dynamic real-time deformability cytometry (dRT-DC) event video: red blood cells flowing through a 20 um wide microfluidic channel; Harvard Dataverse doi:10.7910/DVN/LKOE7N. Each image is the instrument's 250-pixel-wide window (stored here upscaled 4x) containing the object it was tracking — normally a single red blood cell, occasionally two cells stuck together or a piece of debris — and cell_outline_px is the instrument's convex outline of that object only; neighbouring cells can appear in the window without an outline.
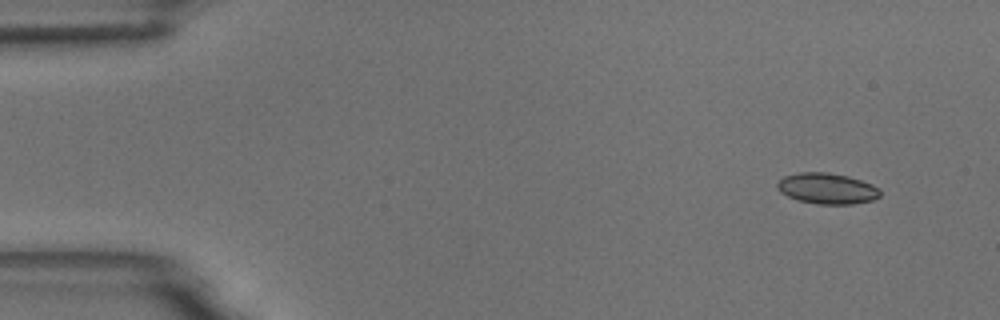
{"species": "common noctule bat (a hibernating species)", "species_latin": "Nyctalus noctula", "temperature_condition": "room temperature", "stored_images_in_passage": 5, "camera_frame_rate_fps": 3000, "um_per_image_px": 0.085, "animal": {"sex": "male", "body_mass_g": 18.8}, "frame": {"image": 1, "passage_image": 2, "time_ms": 1.333, "image_size_px": [1000, 320], "cell_outline_px": [[880, 196], [872, 200], [852, 204], [820, 204], [796, 200], [780, 192], [776, 188], [776, 184], [784, 176], [800, 172], [828, 172], [848, 176], [872, 184], [880, 188]], "centroid_in_image_um": [70.29, 16.02], "position_along_channel_um": 14.7, "area_um2": 18.55}}
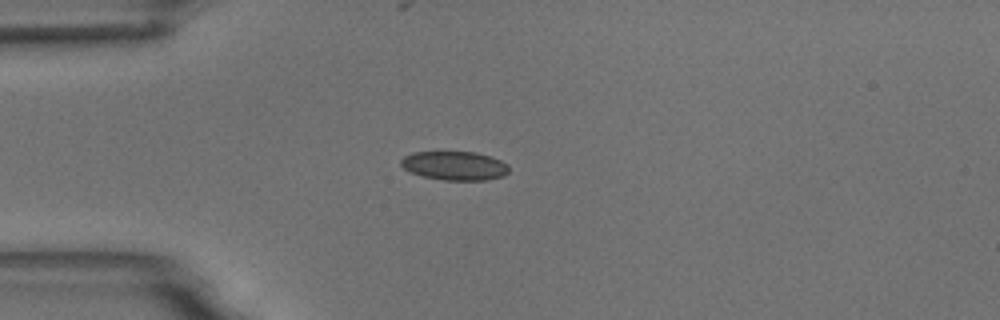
{"frame": {"image": 2, "passage_image": 5, "time_ms": 4.667, "image_size_px": [1000, 320], "cell_outline_px": [[508, 172], [504, 176], [488, 180], [444, 180], [424, 176], [412, 172], [404, 168], [400, 164], [400, 160], [404, 156], [412, 152], [476, 152], [500, 160], [508, 164]], "centroid_in_image_um": [38.65, 14.08], "position_along_channel_um": 46.3, "area_um2": 18.09}}